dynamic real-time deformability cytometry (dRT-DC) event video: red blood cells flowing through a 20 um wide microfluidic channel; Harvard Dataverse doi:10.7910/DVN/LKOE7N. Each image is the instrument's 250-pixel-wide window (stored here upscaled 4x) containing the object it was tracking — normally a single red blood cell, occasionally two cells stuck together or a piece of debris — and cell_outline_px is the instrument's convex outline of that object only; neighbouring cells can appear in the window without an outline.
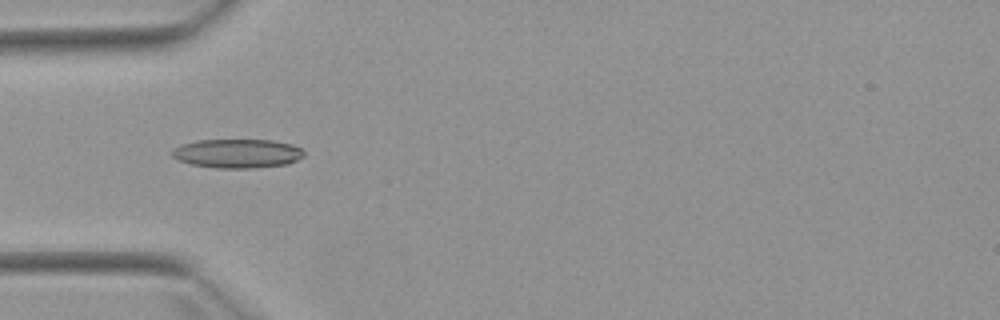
{"species": "Egyptian fruit bat (a non-hibernating species)", "species_latin": "Rousettus aegyptiacus", "temperature_condition": "warm", "stored_images_in_passage": 7, "camera_frame_rate_fps": 3000, "um_per_image_px": 0.085, "animal": {"sex": "female"}, "frame": {"image": 1, "passage_image": 5, "time_ms": 4.667, "image_size_px": [1000, 320], "cell_outline_px": [[304, 156], [288, 164], [256, 168], [216, 168], [192, 164], [180, 160], [172, 156], [172, 148], [180, 144], [196, 140], [272, 140], [292, 144], [300, 148], [304, 152]], "centroid_in_image_um": [20.17, 13.04], "position_along_channel_um": 64.8, "area_um2": 22.37}}
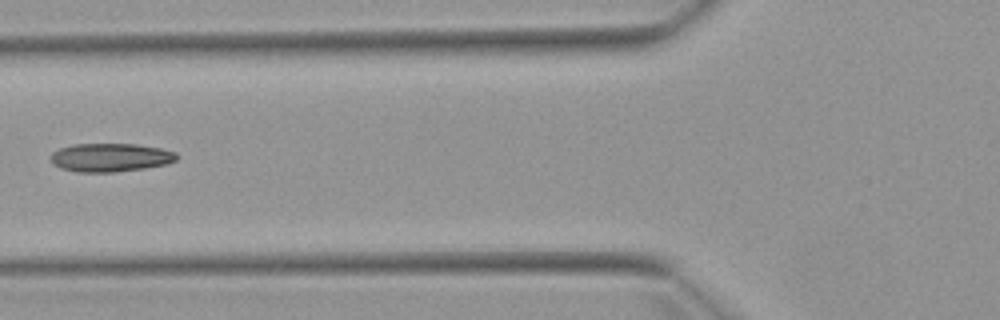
{"frame": {"image": 2, "passage_image": 6, "time_ms": 6.0, "image_size_px": [1000, 320], "cell_outline_px": [[176, 160], [168, 164], [144, 168], [116, 172], [76, 172], [60, 168], [52, 164], [52, 152], [60, 148], [72, 144], [136, 144], [160, 148], [176, 152]], "centroid_in_image_um": [9.37, 13.39], "position_along_channel_um": 116.4, "area_um2": 20.92}}
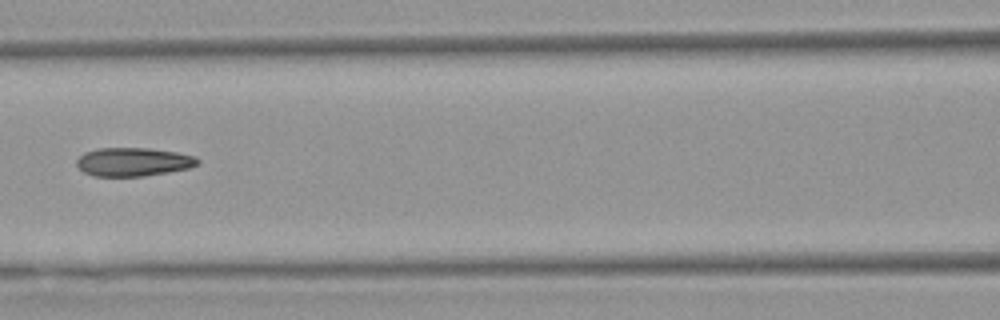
{"frame": {"image": 3, "passage_image": 7, "time_ms": 7.0, "image_size_px": [1000, 320], "cell_outline_px": [[200, 160], [196, 164], [188, 168], [168, 172], [144, 176], [92, 176], [84, 172], [76, 164], [76, 160], [84, 152], [96, 148], [152, 148], [176, 152], [196, 156]], "centroid_in_image_um": [11.31, 13.75], "position_along_channel_um": 155.3, "area_um2": 20.17}}